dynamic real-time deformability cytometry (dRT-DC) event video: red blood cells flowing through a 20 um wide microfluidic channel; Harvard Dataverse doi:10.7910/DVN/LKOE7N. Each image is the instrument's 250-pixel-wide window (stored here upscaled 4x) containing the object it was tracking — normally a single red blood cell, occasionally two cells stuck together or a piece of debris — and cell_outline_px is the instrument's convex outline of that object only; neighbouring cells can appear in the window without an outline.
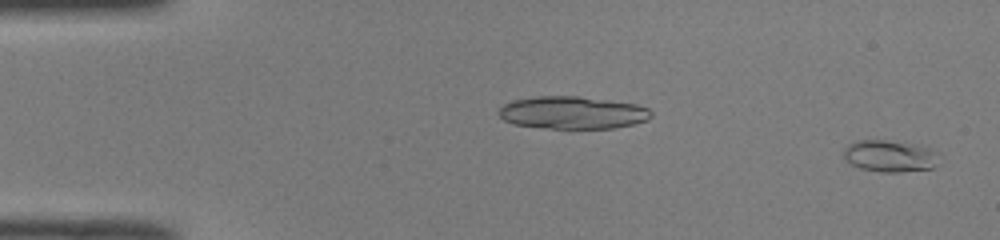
{"species": "common noctule bat (a hibernating species)", "species_latin": "Nyctalus noctula", "temperature_condition": "room temperature", "stored_images_in_passage": 51, "camera_frame_rate_fps": 3000, "um_per_image_px": 0.085, "animal": {"sex": "male", "body_mass_g": 19.0, "forearm_length_mm": 50.8}, "frame": {"image": 1, "passage_image": 2, "time_ms": 0.333, "image_size_px": [1000, 240], "cell_outline_px": [[932, 168], [900, 172], [880, 172], [860, 168], [848, 164], [844, 156], [844, 148], [848, 144], [856, 140], [884, 140], [928, 148], [932, 164]], "centroid_in_image_um": [75.39, 13.28], "position_along_channel_um": 9.6, "area_um2": 16.7}}
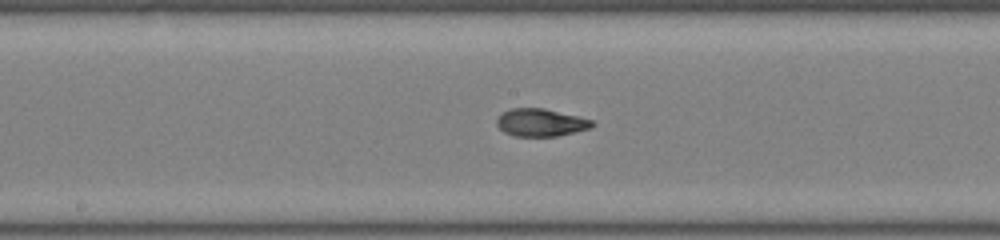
{"frame": {"image": 2, "passage_image": 27, "time_ms": 8.667, "image_size_px": [1000, 240], "cell_outline_px": [[596, 124], [592, 128], [556, 136], [516, 136], [504, 132], [496, 124], [496, 120], [500, 112], [512, 108], [544, 108], [580, 116], [592, 120]], "centroid_in_image_um": [45.97, 10.4], "position_along_channel_um": 202.2, "area_um2": 15.55}}
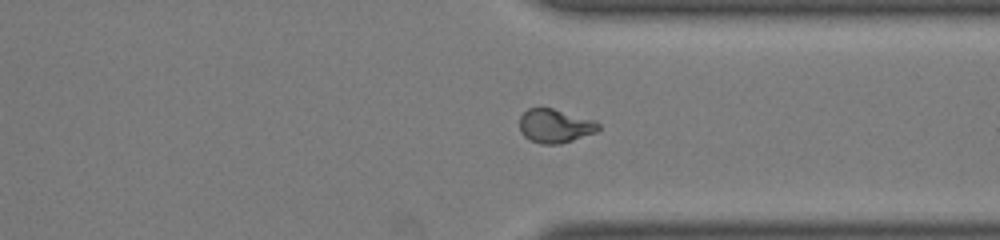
{"frame": {"image": 3, "passage_image": 39, "time_ms": 12.667, "image_size_px": [1000, 240], "cell_outline_px": [[600, 128], [596, 132], [560, 144], [540, 144], [524, 136], [520, 132], [520, 116], [528, 108], [552, 108], [596, 120], [600, 124]], "centroid_in_image_um": [47.19, 10.7], "position_along_channel_um": 364.2, "area_um2": 15.55}, "authors_computed_cell_mechanics": {"area_um2": 15.5482, "velocity_mm_per_s": 4.0371, "shape_relaxation_time_tau1_ms": 10.6787, "shape_relaxation_time_tau2_ms": 1.3801, "deformation_change_tau1": 0.3178, "deformation_change_tau2": 0.047}}